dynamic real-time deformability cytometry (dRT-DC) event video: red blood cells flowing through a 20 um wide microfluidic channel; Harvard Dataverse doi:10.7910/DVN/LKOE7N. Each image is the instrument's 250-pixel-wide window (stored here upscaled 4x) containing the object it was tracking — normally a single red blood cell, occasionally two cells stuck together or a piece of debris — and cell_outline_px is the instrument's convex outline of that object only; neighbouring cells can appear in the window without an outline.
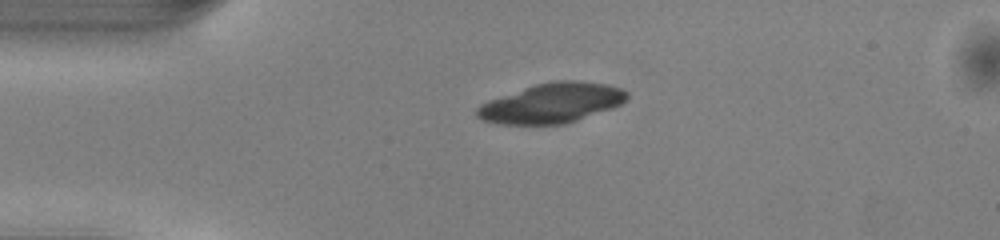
{"species": "common noctule bat (a hibernating species)", "species_latin": "Nyctalus noctula", "temperature_condition": "warm", "stored_images_in_passage": 39, "camera_frame_rate_fps": 3000, "um_per_image_px": 0.085, "animal": {"sex": "male", "body_mass_g": 13.0, "forearm_length_mm": 53.1}, "frame": {"image": 1, "passage_image": 1, "time_ms": 0.0, "image_size_px": [1000, 240], "cell_outline_px": [[628, 100], [612, 108], [564, 124], [496, 124], [484, 120], [476, 116], [476, 108], [480, 104], [488, 100], [536, 84], [556, 80], [580, 80], [604, 84], [620, 88], [628, 92]], "centroid_in_image_um": [46.9, 8.76], "position_along_channel_um": 38.1, "area_um2": 34.62}}